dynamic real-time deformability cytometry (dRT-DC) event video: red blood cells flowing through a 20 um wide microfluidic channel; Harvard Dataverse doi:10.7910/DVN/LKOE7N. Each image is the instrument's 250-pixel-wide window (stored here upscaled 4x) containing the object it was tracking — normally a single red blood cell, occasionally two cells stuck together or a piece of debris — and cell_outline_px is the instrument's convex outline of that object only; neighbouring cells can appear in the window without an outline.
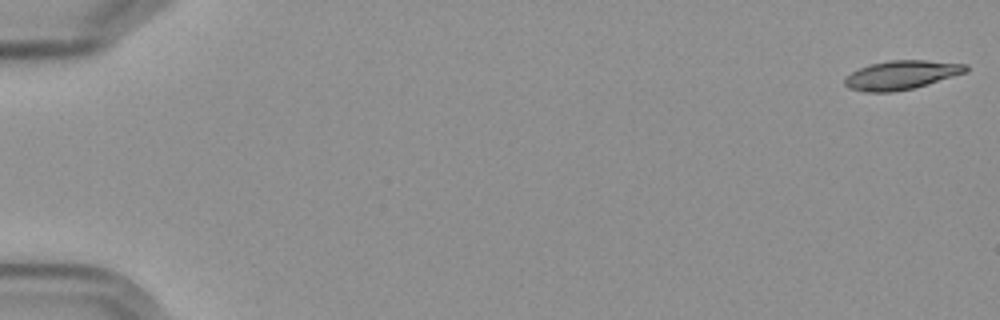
{"species": "Egyptian fruit bat (a non-hibernating species)", "species_latin": "Rousettus aegyptiacus", "temperature_condition": "cold", "stored_images_in_passage": 6, "segment_of_instrument_passage": [1, 2], "camera_frame_rate_fps": 3000, "um_per_image_px": 0.085, "frame": {"image": 1, "passage_image": 1, "time_ms": 0.0, "image_size_px": [1000, 320], "cell_outline_px": [[968, 72], [928, 84], [912, 88], [892, 92], [864, 92], [848, 88], [844, 84], [844, 80], [852, 72], [860, 68], [872, 64], [888, 60], [924, 60], [968, 64]], "centroid_in_image_um": [76.64, 6.37], "position_along_channel_um": 8.4, "area_um2": 20.35}}